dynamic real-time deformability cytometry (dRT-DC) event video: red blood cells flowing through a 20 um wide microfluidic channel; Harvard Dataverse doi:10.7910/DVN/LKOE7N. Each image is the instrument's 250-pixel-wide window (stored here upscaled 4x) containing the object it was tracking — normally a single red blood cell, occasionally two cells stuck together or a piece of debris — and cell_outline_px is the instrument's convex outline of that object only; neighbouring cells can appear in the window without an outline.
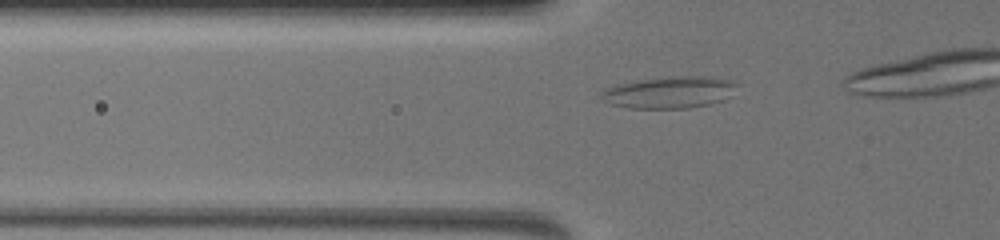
{"species": "common noctule bat (a hibernating species)", "species_latin": "Nyctalus noctula", "temperature_condition": "warm", "stored_images_in_passage": 13, "camera_frame_rate_fps": 3000, "um_per_image_px": 0.085, "animal": {"sex": "female", "body_mass_g": 19.5, "forearm_length_mm": 54.1}, "frame": {"image": 1, "passage_image": 3, "time_ms": 1.0, "image_size_px": [1000, 240], "cell_outline_px": [[736, 84], [720, 100], [708, 104], [688, 108], [628, 108], [612, 104], [600, 100], [600, 92], [608, 88], [620, 84], [640, 80], [676, 76], [700, 76], [720, 80]], "centroid_in_image_um": [56.72, 7.87], "position_along_channel_um": 69.1, "area_um2": 23.99}}
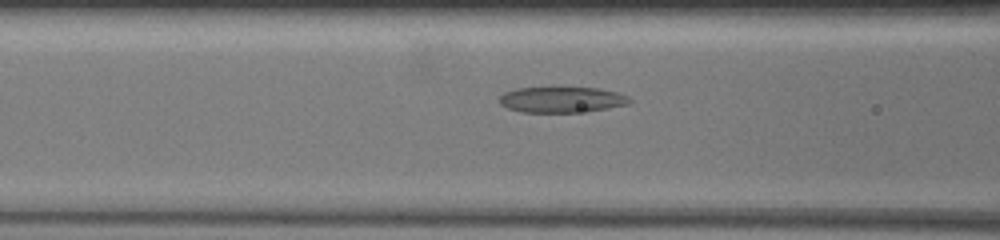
{"frame": {"image": 2, "passage_image": 10, "time_ms": 2.333, "image_size_px": [1000, 240], "cell_outline_px": [[632, 100], [628, 104], [604, 108], [576, 112], [520, 112], [508, 108], [500, 104], [500, 96], [504, 92], [516, 88], [552, 84], [560, 84], [596, 88], [616, 92], [628, 96]], "centroid_in_image_um": [47.68, 8.4], "position_along_channel_um": 118.9, "area_um2": 20.46}}